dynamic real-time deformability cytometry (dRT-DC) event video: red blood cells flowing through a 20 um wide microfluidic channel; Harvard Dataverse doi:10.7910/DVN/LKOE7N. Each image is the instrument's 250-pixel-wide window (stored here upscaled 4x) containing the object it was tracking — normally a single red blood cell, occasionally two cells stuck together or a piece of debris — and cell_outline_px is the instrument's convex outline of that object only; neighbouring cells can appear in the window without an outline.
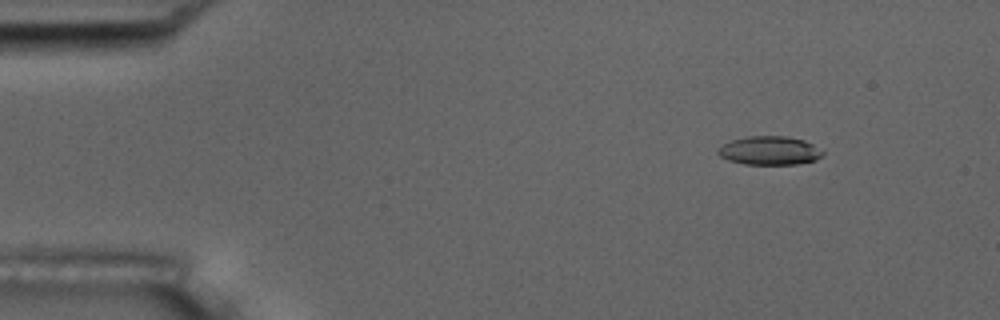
{"species": "common noctule bat (a hibernating species)", "species_latin": "Nyctalus noctula", "temperature_condition": "room temperature", "stored_images_in_passage": 49, "camera_frame_rate_fps": 3000, "um_per_image_px": 0.085, "animal": {"sex": "male", "body_mass_g": 17.5, "forearm_length_mm": 52.3}, "frame": {"image": 1, "passage_image": 1, "time_ms": 0.0, "image_size_px": [1000, 320], "cell_outline_px": [[824, 152], [816, 160], [796, 164], [744, 164], [728, 160], [720, 156], [716, 152], [724, 144], [732, 140], [748, 136], [784, 136], [804, 140], [812, 144]], "centroid_in_image_um": [65.4, 12.8], "position_along_channel_um": 19.6, "area_um2": 17.28}}
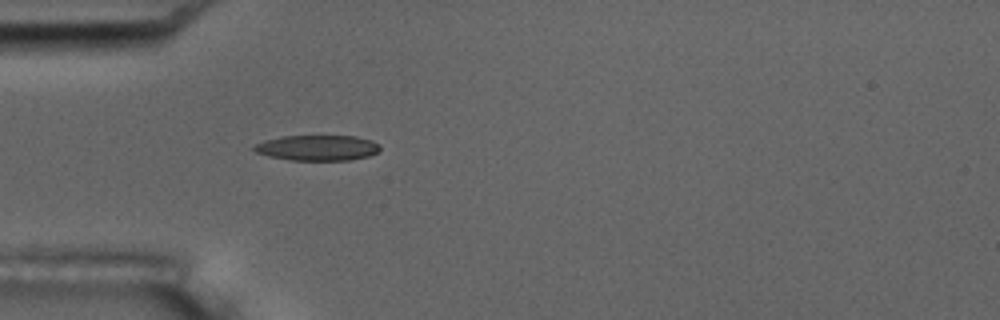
{"frame": {"image": 2, "passage_image": 11, "time_ms": 3.333, "image_size_px": [1000, 320], "cell_outline_px": [[380, 148], [376, 152], [368, 156], [352, 160], [292, 160], [268, 156], [256, 152], [252, 148], [256, 144], [264, 140], [280, 136], [356, 136], [372, 140], [380, 144]], "centroid_in_image_um": [26.99, 12.56], "position_along_channel_um": 58.0, "area_um2": 18.73}}
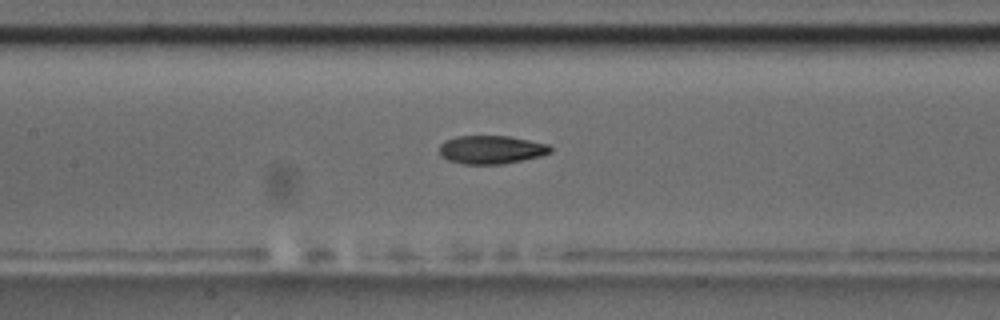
{"frame": {"image": 3, "passage_image": 20, "time_ms": 6.333, "image_size_px": [1000, 320], "cell_outline_px": [[552, 152], [540, 156], [504, 164], [464, 164], [448, 160], [440, 156], [440, 144], [444, 140], [456, 136], [508, 136], [548, 144], [552, 148]], "centroid_in_image_um": [41.74, 12.72], "position_along_channel_um": 165.7, "area_um2": 18.38}, "authors_computed_cell_mechanics": {"area_um2": 18.6694, "velocity_mm_per_s": 3.7108, "shape_relaxation_time_tau1_ms": 5.4201, "shape_relaxation_time_tau2_ms": 3.0423, "deformation_change_tau1": 0.1921, "deformation_change_tau2": 0.1018}}